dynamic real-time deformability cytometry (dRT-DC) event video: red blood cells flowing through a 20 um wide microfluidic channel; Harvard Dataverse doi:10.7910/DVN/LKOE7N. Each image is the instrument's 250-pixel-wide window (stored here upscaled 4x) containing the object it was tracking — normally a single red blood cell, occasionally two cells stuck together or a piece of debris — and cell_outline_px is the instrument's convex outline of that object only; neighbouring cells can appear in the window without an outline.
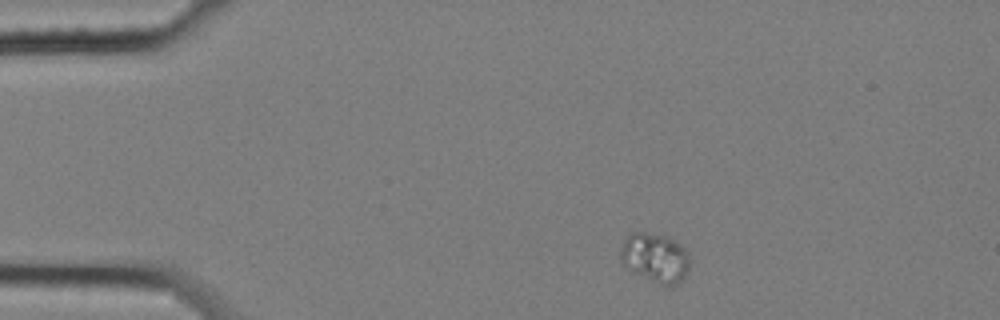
{"species": "common noctule bat (a hibernating species)", "species_latin": "Nyctalus noctula", "temperature_condition": "cold", "stored_images_in_passage": 2, "camera_frame_rate_fps": 3000, "um_per_image_px": 0.085, "animal": {"sex": "female", "body_mass_g": 25.1}, "frame": {"image": 1, "passage_image": 1, "time_ms": 0.0, "image_size_px": [1000, 320], "cell_outline_px": [[692, 260], [684, 276], [676, 284], [668, 288], [664, 288], [632, 272], [620, 260], [620, 248], [624, 240], [632, 232], [644, 232], [668, 236], [680, 244], [688, 252]], "centroid_in_image_um": [55.7, 21.93], "position_along_channel_um": 29.3, "area_um2": 20.4}}